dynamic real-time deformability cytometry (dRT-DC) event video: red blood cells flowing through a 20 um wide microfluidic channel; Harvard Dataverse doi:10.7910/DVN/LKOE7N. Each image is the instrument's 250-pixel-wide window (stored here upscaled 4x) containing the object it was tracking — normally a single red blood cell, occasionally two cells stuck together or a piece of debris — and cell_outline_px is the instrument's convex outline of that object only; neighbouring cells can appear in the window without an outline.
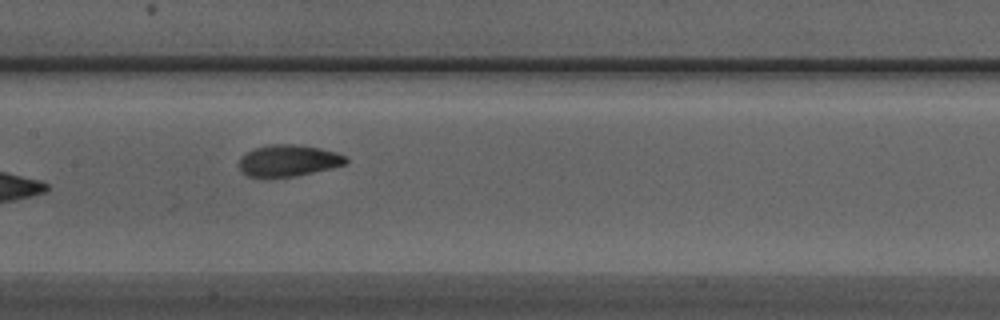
{"species": "Egyptian fruit bat (a non-hibernating species)", "species_latin": "Rousettus aegyptiacus", "temperature_condition": "warm", "stored_images_in_passage": 8, "camera_frame_rate_fps": 3000, "um_per_image_px": 0.085, "animal": {"sex": "male"}, "frame": {"image": 1, "passage_image": 8, "time_ms": 2.333, "image_size_px": [1000, 320], "cell_outline_px": [[348, 160], [344, 164], [296, 176], [248, 176], [236, 164], [240, 156], [244, 152], [256, 148], [272, 144], [292, 144], [320, 148], [336, 152], [348, 156]], "centroid_in_image_um": [24.48, 13.63], "position_along_channel_um": 182.9, "area_um2": 19.42}}